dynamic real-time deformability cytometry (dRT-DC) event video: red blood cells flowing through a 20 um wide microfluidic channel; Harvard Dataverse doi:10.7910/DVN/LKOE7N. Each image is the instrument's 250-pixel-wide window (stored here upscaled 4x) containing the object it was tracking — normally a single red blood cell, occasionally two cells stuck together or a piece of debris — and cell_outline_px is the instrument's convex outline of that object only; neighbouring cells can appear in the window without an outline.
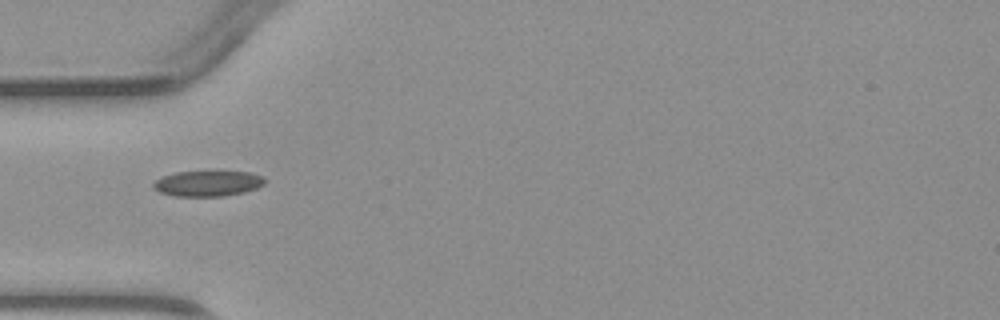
{"species": "common noctule bat (a hibernating species)", "species_latin": "Nyctalus noctula", "temperature_condition": "warm", "stored_images_in_passage": 1, "camera_frame_rate_fps": 3000, "um_per_image_px": 0.085, "animal": {"sex": "male", "body_mass_g": 23.1, "forearm_length_mm": 52.7}, "frame": {"image": 1, "passage_image": 1, "time_ms": 0.0, "image_size_px": [1000, 320], "cell_outline_px": [[264, 184], [256, 188], [244, 192], [224, 196], [172, 196], [160, 192], [152, 188], [152, 184], [160, 176], [176, 172], [216, 168], [248, 172], [264, 176]], "centroid_in_image_um": [17.65, 15.53], "position_along_channel_um": 67.4, "area_um2": 17.63}}